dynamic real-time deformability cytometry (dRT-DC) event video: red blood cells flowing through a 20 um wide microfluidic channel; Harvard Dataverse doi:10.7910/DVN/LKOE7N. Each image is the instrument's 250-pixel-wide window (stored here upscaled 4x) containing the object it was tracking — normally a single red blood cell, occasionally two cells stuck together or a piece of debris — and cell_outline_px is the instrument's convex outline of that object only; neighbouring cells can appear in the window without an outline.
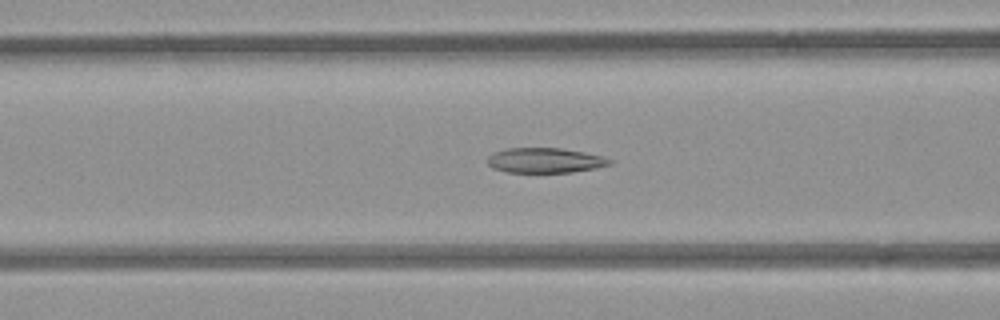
{"species": "common noctule bat (a hibernating species)", "species_latin": "Nyctalus noctula", "temperature_condition": "room temperature", "stored_images_in_passage": 48, "camera_frame_rate_fps": 3000, "um_per_image_px": 0.085, "animal": {"sex": "female", "body_mass_g": 21.9}, "frame": {"image": 1, "passage_image": 17, "time_ms": 5.333, "image_size_px": [1000, 320], "cell_outline_px": [[616, 160], [612, 164], [596, 168], [572, 172], [508, 172], [492, 168], [484, 160], [492, 152], [508, 148], [560, 148], [584, 152], [604, 156]], "centroid_in_image_um": [46.34, 13.63], "position_along_channel_um": 120.3, "area_um2": 18.09}}
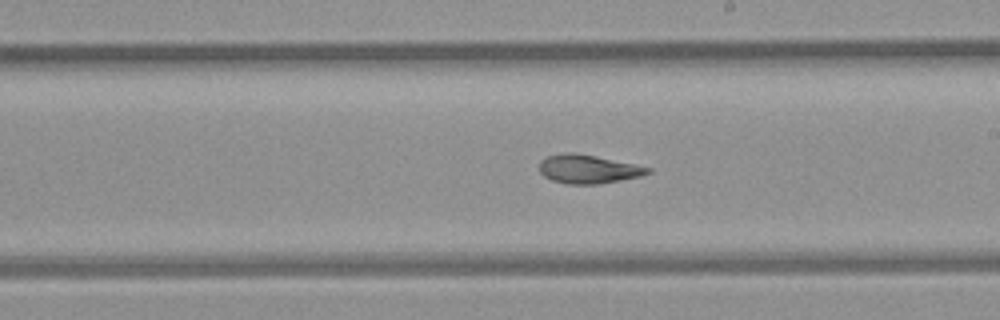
{"frame": {"image": 2, "passage_image": 26, "time_ms": 8.333, "image_size_px": [1000, 320], "cell_outline_px": [[652, 172], [640, 176], [620, 180], [596, 184], [568, 184], [552, 180], [544, 176], [540, 172], [540, 160], [548, 156], [568, 152], [572, 152], [596, 156], [652, 168]], "centroid_in_image_um": [49.99, 14.37], "position_along_channel_um": 239.0, "area_um2": 17.92}}
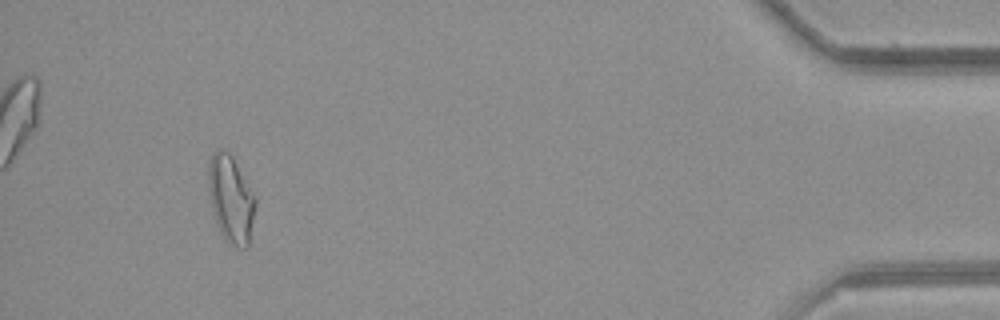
{"frame": {"image": 3, "passage_image": 45, "time_ms": 14.667, "image_size_px": [1000, 320], "cell_outline_px": [[256, 204], [248, 248], [244, 248], [232, 244], [224, 240], [216, 224], [212, 212], [208, 188], [208, 164], [212, 152], [220, 148], [228, 152], [232, 156], [256, 196]], "centroid_in_image_um": [19.61, 16.91], "position_along_channel_um": 415.6, "area_um2": 24.16}, "authors_computed_cell_mechanics": {"area_um2": 19.7098, "velocity_mm_per_s": 3.9524, "shape_relaxation_time_tau1_ms": null, "shape_relaxation_time_tau2_ms": 3.2731, "deformation_change_tau1": null, "deformation_change_tau2": 0.1015}}